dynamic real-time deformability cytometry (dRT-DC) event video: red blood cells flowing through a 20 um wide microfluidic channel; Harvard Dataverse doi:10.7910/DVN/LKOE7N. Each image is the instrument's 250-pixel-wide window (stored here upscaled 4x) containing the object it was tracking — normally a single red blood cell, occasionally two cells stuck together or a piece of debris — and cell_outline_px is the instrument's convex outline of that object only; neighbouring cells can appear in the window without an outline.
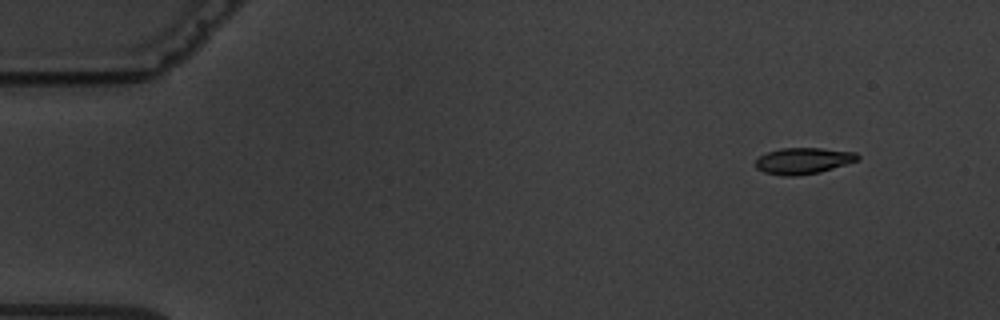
{"species": "common noctule bat (a hibernating species)", "species_latin": "Nyctalus noctula", "temperature_condition": "warm", "stored_images_in_passage": 5, "camera_frame_rate_fps": 3000, "um_per_image_px": 0.085, "animal": {"sex": "male", "body_mass_g": 19.5, "forearm_length_mm": 54.6}, "frame": {"image": 1, "passage_image": 1, "time_ms": 0.0, "image_size_px": [1000, 320], "cell_outline_px": [[860, 160], [820, 172], [796, 176], [784, 176], [764, 172], [756, 168], [756, 160], [760, 156], [768, 152], [780, 148], [820, 148], [856, 152], [860, 156]], "centroid_in_image_um": [68.3, 13.67], "position_along_channel_um": 16.7, "area_um2": 15.66}}
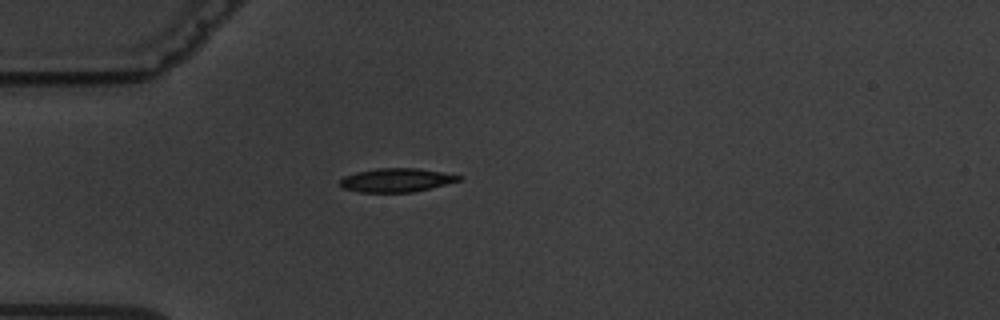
{"frame": {"image": 2, "passage_image": 4, "time_ms": 3.667, "image_size_px": [1000, 320], "cell_outline_px": [[464, 176], [460, 180], [412, 192], [360, 192], [344, 188], [340, 184], [340, 180], [344, 176], [356, 172], [376, 168], [420, 168]], "centroid_in_image_um": [33.68, 15.29], "position_along_channel_um": 51.3, "area_um2": 16.24}}